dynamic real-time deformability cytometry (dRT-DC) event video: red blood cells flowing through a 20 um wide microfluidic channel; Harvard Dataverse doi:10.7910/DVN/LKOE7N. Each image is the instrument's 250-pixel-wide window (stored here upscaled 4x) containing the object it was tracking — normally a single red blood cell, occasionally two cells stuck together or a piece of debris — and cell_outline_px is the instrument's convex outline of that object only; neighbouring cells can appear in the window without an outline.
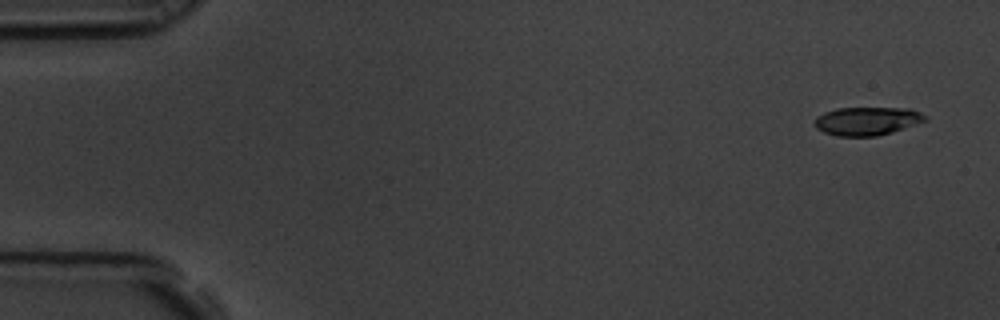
{"species": "common noctule bat (a hibernating species)", "species_latin": "Nyctalus noctula", "temperature_condition": "room temperature", "stored_images_in_passage": 5, "camera_frame_rate_fps": 3000, "um_per_image_px": 0.085, "animal": {"sex": "male", "body_mass_g": 19.5, "forearm_length_mm": 54.6}, "frame": {"image": 1, "passage_image": 1, "time_ms": 0.0, "image_size_px": [1000, 320], "cell_outline_px": [[928, 120], [892, 132], [876, 136], [836, 136], [824, 132], [816, 128], [816, 116], [824, 112], [836, 108], [912, 108], [928, 116]], "centroid_in_image_um": [73.73, 10.28], "position_along_channel_um": 11.3, "area_um2": 18.32}}
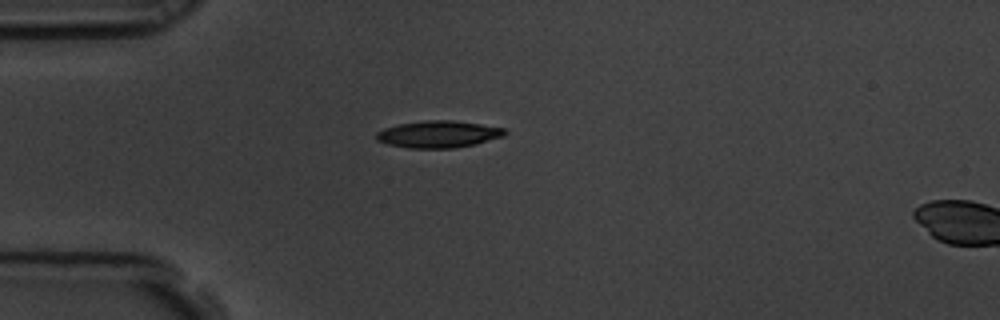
{"frame": {"image": 2, "passage_image": 4, "time_ms": 1.0, "image_size_px": [1000, 320], "cell_outline_px": [[508, 132], [504, 136], [476, 144], [452, 148], [408, 148], [388, 144], [376, 140], [376, 132], [384, 128], [400, 124], [428, 120], [452, 120], [480, 124], [504, 128]], "centroid_in_image_um": [37.27, 11.41], "position_along_channel_um": 47.7, "area_um2": 20.11}}